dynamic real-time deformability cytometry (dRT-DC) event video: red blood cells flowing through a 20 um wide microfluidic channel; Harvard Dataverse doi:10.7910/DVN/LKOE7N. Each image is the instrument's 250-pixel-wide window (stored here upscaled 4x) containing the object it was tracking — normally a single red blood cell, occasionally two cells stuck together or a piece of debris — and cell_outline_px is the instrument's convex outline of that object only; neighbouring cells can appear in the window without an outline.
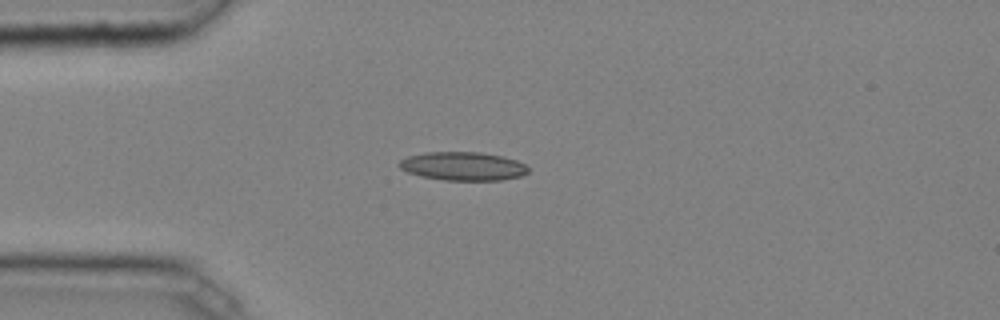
{"species": "common noctule bat (a hibernating species)", "species_latin": "Nyctalus noctula", "temperature_condition": "cold", "stored_images_in_passage": 35, "camera_frame_rate_fps": 3000, "um_per_image_px": 0.085, "animal": {"sex": "male", "body_mass_g": 20.4}, "frame": {"image": 1, "passage_image": 1, "time_ms": 0.0, "image_size_px": [1000, 320], "cell_outline_px": [[528, 172], [520, 176], [500, 180], [444, 180], [420, 176], [408, 172], [400, 168], [396, 164], [400, 160], [408, 156], [424, 152], [480, 152], [500, 156], [516, 160], [524, 164], [528, 168]], "centroid_in_image_um": [39.31, 14.12], "position_along_channel_um": 45.7, "area_um2": 21.39}}
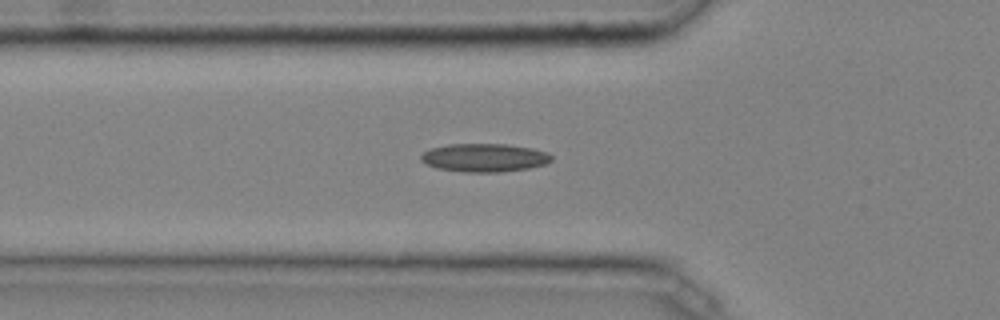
{"frame": {"image": 2, "passage_image": 5, "time_ms": 1.333, "image_size_px": [1000, 320], "cell_outline_px": [[552, 160], [548, 164], [528, 168], [500, 172], [464, 172], [436, 168], [420, 160], [420, 156], [424, 152], [432, 148], [448, 144], [504, 144], [532, 148], [548, 152], [552, 156]], "centroid_in_image_um": [41.2, 13.4], "position_along_channel_um": 84.6, "area_um2": 21.56}}
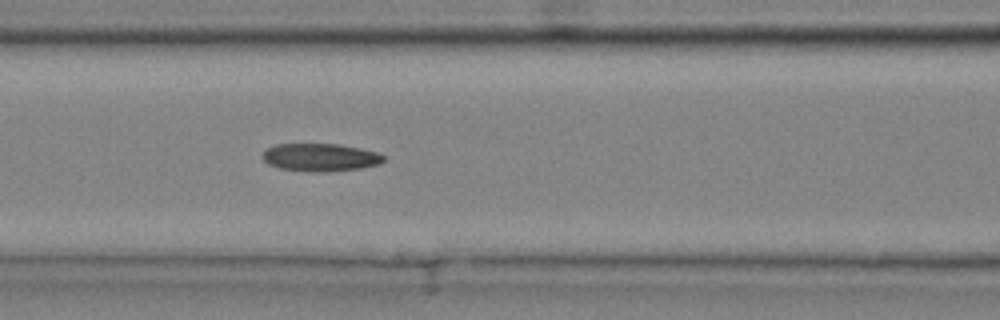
{"frame": {"image": 3, "passage_image": 9, "time_ms": 2.667, "image_size_px": [1000, 320], "cell_outline_px": [[384, 160], [380, 164], [360, 168], [328, 172], [320, 172], [280, 168], [268, 164], [260, 156], [268, 148], [276, 144], [340, 144], [380, 152], [384, 156]], "centroid_in_image_um": [27.26, 13.37], "position_along_channel_um": 139.3, "area_um2": 19.65}, "authors_computed_cell_mechanics": {"area_um2": 19.363, "velocity_mm_per_s": 4.0722, "shape_relaxation_time_tau1_ms": null, "shape_relaxation_time_tau2_ms": 4.2596, "deformation_change_tau1": null, "deformation_change_tau2": 0.1249}}